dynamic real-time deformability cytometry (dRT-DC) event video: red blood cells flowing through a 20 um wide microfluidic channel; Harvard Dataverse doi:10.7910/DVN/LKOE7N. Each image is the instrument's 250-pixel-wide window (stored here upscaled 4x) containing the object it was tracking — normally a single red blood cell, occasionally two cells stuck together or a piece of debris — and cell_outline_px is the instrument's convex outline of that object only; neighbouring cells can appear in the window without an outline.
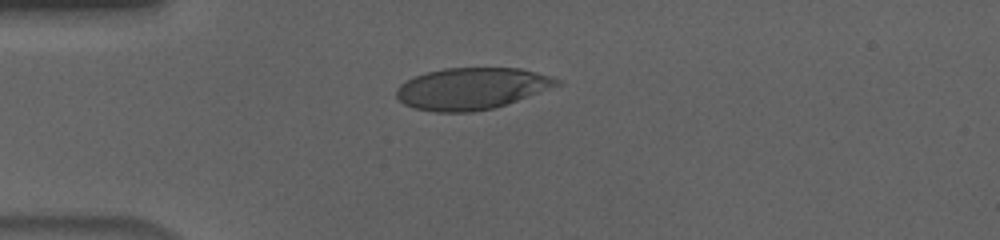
{"species": "human", "species_latin": "Homo sapiens", "temperature_condition": "cold", "stored_images_in_passage": 42, "camera_frame_rate_fps": 3000, "um_per_image_px": 0.085, "donor": {"sex": "male"}, "frame": {"image": 1, "passage_image": 1, "time_ms": 0.0, "image_size_px": [1000, 240], "cell_outline_px": [[564, 84], [492, 108], [472, 112], [436, 112], [412, 108], [404, 104], [396, 96], [396, 88], [400, 84], [416, 76], [428, 72], [444, 68], [520, 68], [536, 72], [564, 80]], "centroid_in_image_um": [40.11, 7.52], "position_along_channel_um": 44.9, "area_um2": 38.9}}
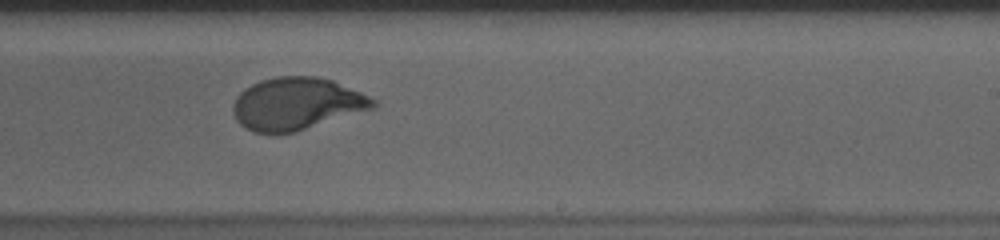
{"frame": {"image": 2, "passage_image": 21, "time_ms": 6.667, "image_size_px": [1000, 240], "cell_outline_px": [[380, 104], [372, 108], [296, 132], [276, 136], [272, 136], [252, 132], [244, 128], [236, 120], [232, 112], [232, 104], [236, 96], [244, 88], [260, 80], [276, 76], [316, 76], [332, 80], [360, 92], [376, 100]], "centroid_in_image_um": [25.14, 8.85], "position_along_channel_um": 263.9, "area_um2": 43.35}}
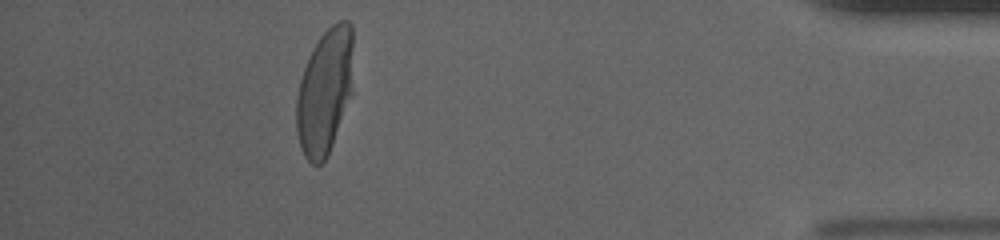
{"frame": {"image": 3, "passage_image": 37, "time_ms": 12.0, "image_size_px": [1000, 240], "cell_outline_px": [[352, 92], [328, 156], [320, 164], [312, 164], [304, 156], [300, 148], [296, 132], [296, 96], [300, 80], [304, 68], [312, 48], [320, 36], [332, 24], [340, 20], [348, 20], [352, 24]], "centroid_in_image_um": [27.59, 7.78], "position_along_channel_um": 407.6, "area_um2": 41.79}, "authors_computed_cell_mechanics": {"area_um2": 42.8876, "velocity_mm_per_s": 3.6197, "shape_relaxation_time_tau1_ms": 3.8644, "shape_relaxation_time_tau2_ms": null, "deformation_change_tau1": 0.1894, "deformation_change_tau2": null}}